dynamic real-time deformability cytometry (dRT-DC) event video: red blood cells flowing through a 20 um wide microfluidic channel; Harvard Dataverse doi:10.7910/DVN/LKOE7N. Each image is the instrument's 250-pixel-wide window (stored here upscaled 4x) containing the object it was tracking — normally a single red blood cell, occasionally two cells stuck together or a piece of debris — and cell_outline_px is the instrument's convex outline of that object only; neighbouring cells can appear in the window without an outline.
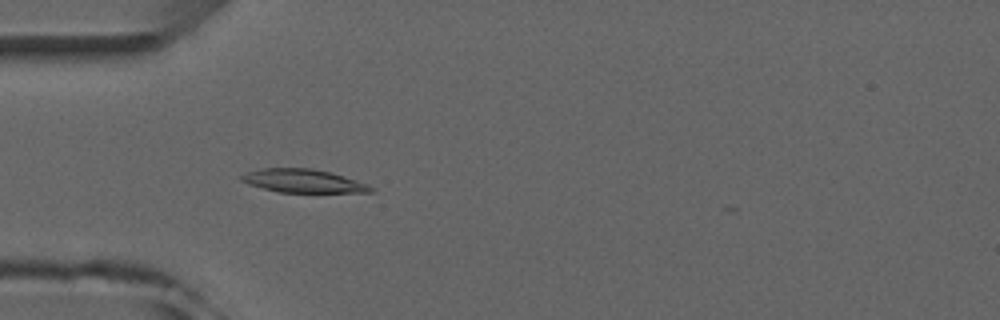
{"species": "common noctule bat (a hibernating species)", "species_latin": "Nyctalus noctula", "temperature_condition": "room temperature", "stored_images_in_passage": 4, "camera_frame_rate_fps": 3000, "um_per_image_px": 0.085, "animal": {"sex": "male", "forearm_length_mm": 52.5}, "frame": {"image": 1, "passage_image": 4, "time_ms": 3.333, "image_size_px": [1000, 320], "cell_outline_px": [[376, 188], [372, 192], [280, 192], [248, 184], [240, 180], [240, 176], [248, 172], [264, 168], [312, 168], [328, 172], [368, 184]], "centroid_in_image_um": [25.77, 15.38], "position_along_channel_um": 59.2, "area_um2": 17.28}}